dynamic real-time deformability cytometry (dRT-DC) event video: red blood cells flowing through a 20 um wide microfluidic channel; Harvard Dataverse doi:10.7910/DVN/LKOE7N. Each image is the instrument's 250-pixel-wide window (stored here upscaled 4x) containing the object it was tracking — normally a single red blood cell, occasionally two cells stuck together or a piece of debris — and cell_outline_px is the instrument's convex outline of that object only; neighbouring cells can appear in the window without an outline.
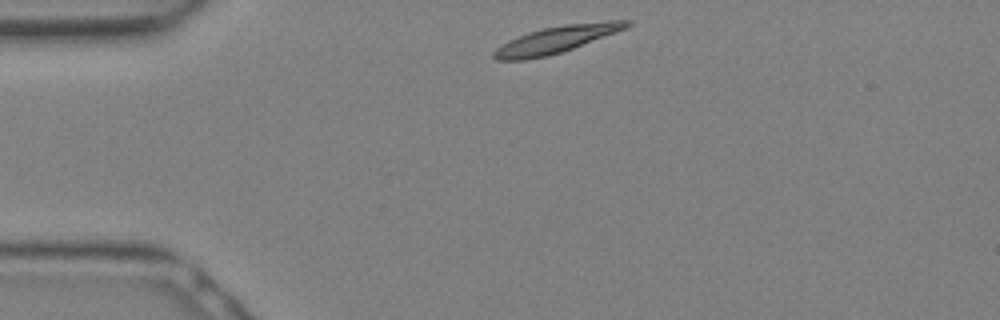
{"species": "Egyptian fruit bat (a non-hibernating species)", "species_latin": "Rousettus aegyptiacus", "temperature_condition": "warm", "stored_images_in_passage": 9, "camera_frame_rate_fps": 3000, "um_per_image_px": 0.085, "animal": {"sex": "female"}, "frame": {"image": 1, "passage_image": 1, "time_ms": 0.0, "image_size_px": [1000, 320], "cell_outline_px": [[632, 24], [624, 28], [572, 48], [548, 56], [524, 60], [496, 60], [492, 56], [492, 52], [496, 48], [508, 40], [528, 32], [544, 28], [564, 24], [608, 20], [632, 20]], "centroid_in_image_um": [47.22, 3.35], "position_along_channel_um": 37.8, "area_um2": 20.52}}
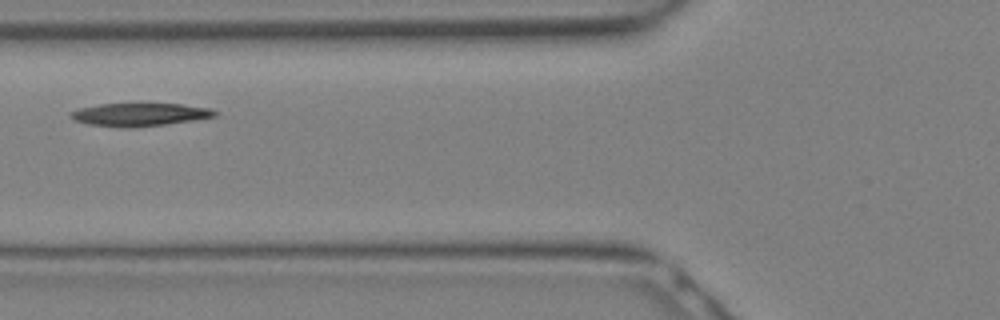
{"frame": {"image": 2, "passage_image": 6, "time_ms": 1.667, "image_size_px": [1000, 320], "cell_outline_px": [[220, 112], [216, 116], [192, 120], [164, 124], [128, 128], [120, 128], [88, 124], [72, 120], [68, 116], [72, 112], [80, 108], [100, 104], [140, 100], [180, 104], [212, 108]], "centroid_in_image_um": [11.87, 9.68], "position_along_channel_um": 113.9, "area_um2": 20.46}}
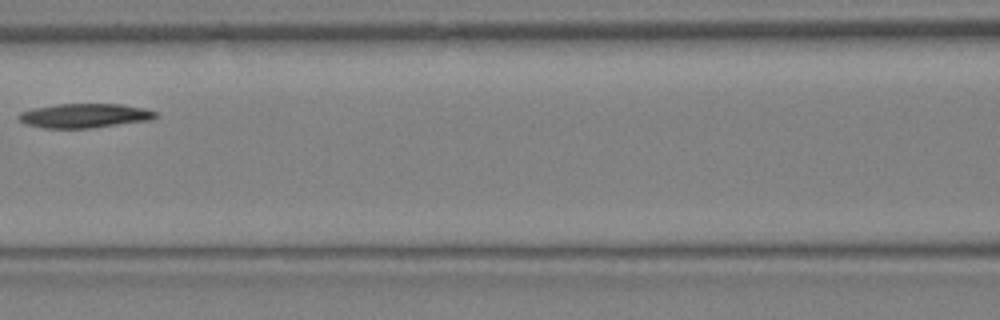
{"frame": {"image": 3, "passage_image": 8, "time_ms": 2.333, "image_size_px": [1000, 320], "cell_outline_px": [[160, 116], [152, 120], [88, 128], [40, 128], [28, 124], [20, 120], [16, 116], [20, 112], [32, 108], [56, 104], [124, 104], [144, 108], [156, 112]], "centroid_in_image_um": [7.2, 9.82], "position_along_channel_um": 159.4, "area_um2": 19.48}}